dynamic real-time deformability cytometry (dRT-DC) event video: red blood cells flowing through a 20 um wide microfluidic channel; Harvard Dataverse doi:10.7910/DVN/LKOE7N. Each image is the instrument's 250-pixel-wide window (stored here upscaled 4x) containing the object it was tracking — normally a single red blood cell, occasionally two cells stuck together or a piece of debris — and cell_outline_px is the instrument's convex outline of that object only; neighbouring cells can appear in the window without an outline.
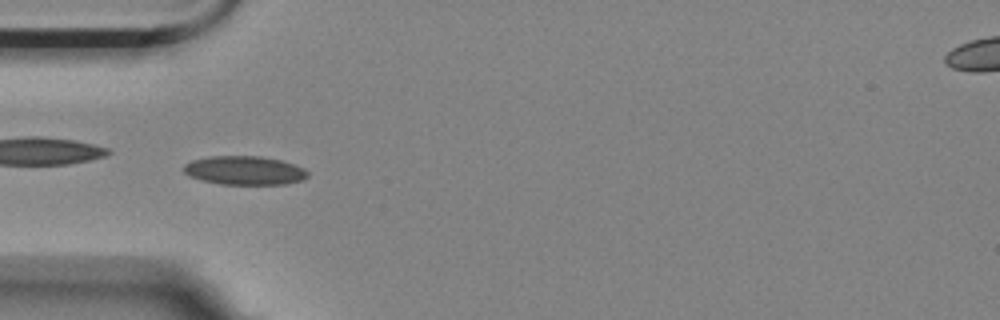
{"species": "Egyptian fruit bat (a non-hibernating species)", "species_latin": "Rousettus aegyptiacus", "temperature_condition": "room temperature", "stored_images_in_passage": 7, "camera_frame_rate_fps": 3000, "um_per_image_px": 0.085, "animal": {"sex": "female"}, "frame": {"image": 1, "passage_image": 6, "time_ms": 1.667, "image_size_px": [1000, 320], "cell_outline_px": [[308, 176], [300, 180], [284, 184], [220, 184], [200, 180], [188, 176], [184, 172], [184, 164], [192, 160], [212, 156], [260, 156], [280, 160], [304, 168], [308, 172]], "centroid_in_image_um": [20.74, 14.49], "position_along_channel_um": 64.3, "area_um2": 20.69}}